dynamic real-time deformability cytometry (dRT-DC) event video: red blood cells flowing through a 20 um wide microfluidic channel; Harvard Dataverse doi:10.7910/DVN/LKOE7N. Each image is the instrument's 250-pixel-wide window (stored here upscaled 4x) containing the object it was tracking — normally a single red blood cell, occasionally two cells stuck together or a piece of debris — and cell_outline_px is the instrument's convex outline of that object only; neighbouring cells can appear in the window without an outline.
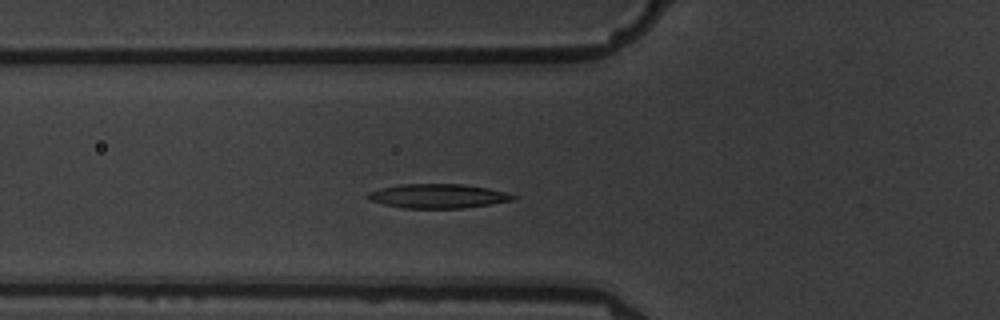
{"species": "common noctule bat (a hibernating species)", "species_latin": "Nyctalus noctula", "temperature_condition": "warm", "stored_images_in_passage": 3, "camera_frame_rate_fps": 3000, "um_per_image_px": 0.085, "animal": {"sex": "male", "body_mass_g": 19.5, "forearm_length_mm": 54.6}, "frame": {"image": 1, "passage_image": 3, "time_ms": 2.333, "image_size_px": [1000, 320], "cell_outline_px": [[516, 196], [512, 200], [492, 204], [464, 208], [404, 208], [384, 204], [368, 200], [364, 196], [368, 192], [380, 188], [400, 184], [464, 184], [488, 188], [508, 192]], "centroid_in_image_um": [37.2, 16.66], "position_along_channel_um": 88.6, "area_um2": 20.63}}